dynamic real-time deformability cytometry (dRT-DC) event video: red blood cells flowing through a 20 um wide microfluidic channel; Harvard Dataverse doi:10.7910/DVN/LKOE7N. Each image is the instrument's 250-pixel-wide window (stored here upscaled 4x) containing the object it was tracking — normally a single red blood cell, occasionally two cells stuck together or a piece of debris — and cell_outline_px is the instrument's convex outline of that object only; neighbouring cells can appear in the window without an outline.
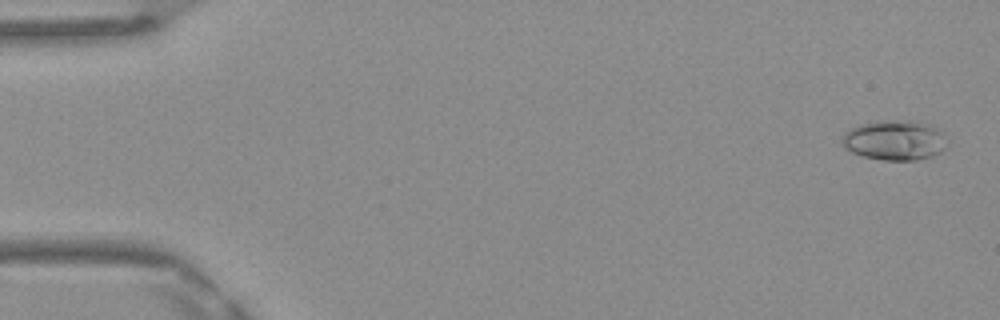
{"species": "Egyptian fruit bat (a non-hibernating species)", "species_latin": "Rousettus aegyptiacus", "temperature_condition": "warm", "stored_images_in_passage": 46, "camera_frame_rate_fps": 3000, "um_per_image_px": 0.085, "frame": {"image": 1, "passage_image": 2, "time_ms": 0.333, "image_size_px": [1000, 320], "cell_outline_px": [[948, 148], [932, 156], [916, 160], [884, 160], [864, 156], [852, 152], [844, 148], [844, 132], [848, 128], [860, 124], [880, 120], [916, 120], [940, 128], [948, 136]], "centroid_in_image_um": [76.14, 11.89], "position_along_channel_um": 8.9, "area_um2": 25.03}}
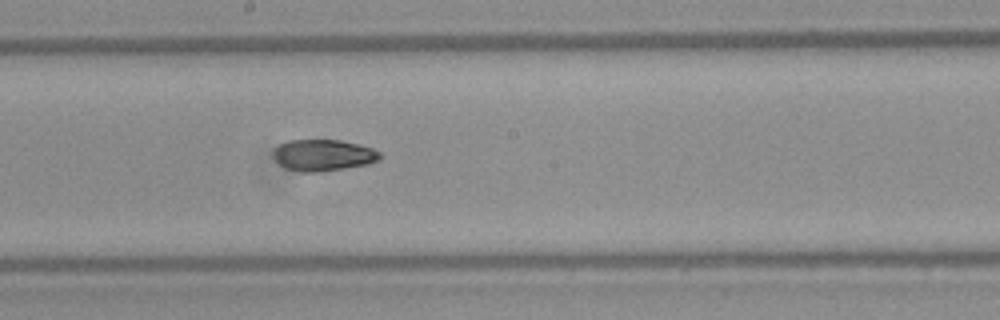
{"frame": {"image": 2, "passage_image": 27, "time_ms": 8.667, "image_size_px": [1000, 320], "cell_outline_px": [[384, 156], [380, 160], [368, 164], [344, 168], [316, 172], [300, 172], [288, 168], [280, 164], [276, 160], [272, 152], [280, 144], [288, 140], [340, 140], [360, 144], [372, 148], [380, 152]], "centroid_in_image_um": [27.52, 13.18], "position_along_channel_um": 220.7, "area_um2": 19.54}}
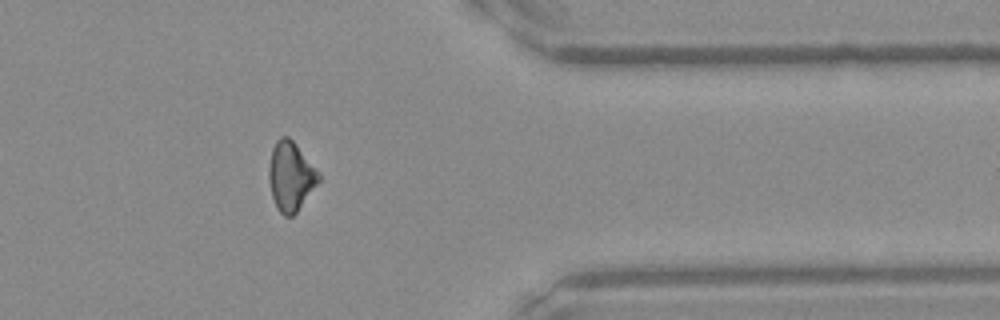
{"frame": {"image": 3, "passage_image": 40, "time_ms": 13.0, "image_size_px": [1000, 320], "cell_outline_px": [[320, 180], [296, 212], [292, 216], [284, 216], [276, 208], [272, 196], [268, 176], [268, 168], [272, 148], [276, 140], [280, 136], [288, 136], [296, 144], [320, 172]], "centroid_in_image_um": [24.7, 14.96], "position_along_channel_um": 386.7, "area_um2": 20.06}, "authors_computed_cell_mechanics": {"area_um2": 19.941, "velocity_mm_per_s": 4.1944, "shape_relaxation_time_tau1_ms": 5.9195, "shape_relaxation_time_tau2_ms": 2.9706, "deformation_change_tau1": 0.1705, "deformation_change_tau2": 0.0804}}